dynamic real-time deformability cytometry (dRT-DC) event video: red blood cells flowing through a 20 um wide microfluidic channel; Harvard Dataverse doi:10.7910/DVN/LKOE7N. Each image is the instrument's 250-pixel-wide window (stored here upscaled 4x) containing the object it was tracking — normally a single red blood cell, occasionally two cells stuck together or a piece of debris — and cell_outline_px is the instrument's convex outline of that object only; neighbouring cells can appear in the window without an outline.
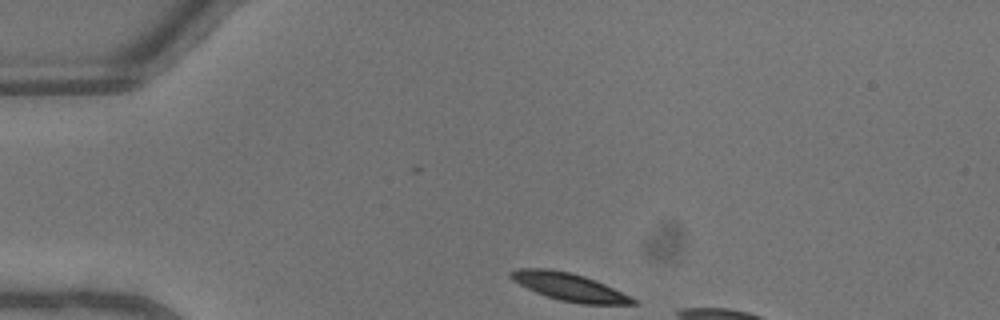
{"species": "common noctule bat (a hibernating species)", "species_latin": "Nyctalus noctula", "temperature_condition": "warm", "stored_images_in_passage": 6, "camera_frame_rate_fps": 3000, "um_per_image_px": 0.085, "animal": {"sex": "male", "body_mass_g": 13.3}, "frame": {"image": 1, "passage_image": 1, "time_ms": 0.0, "image_size_px": [1000, 320], "cell_outline_px": [[640, 304], [580, 304], [560, 300], [544, 296], [512, 280], [508, 276], [508, 272], [520, 268], [548, 268], [572, 272], [596, 280], [636, 300]], "centroid_in_image_um": [48.33, 24.37], "position_along_channel_um": 36.7, "area_um2": 19.65}}